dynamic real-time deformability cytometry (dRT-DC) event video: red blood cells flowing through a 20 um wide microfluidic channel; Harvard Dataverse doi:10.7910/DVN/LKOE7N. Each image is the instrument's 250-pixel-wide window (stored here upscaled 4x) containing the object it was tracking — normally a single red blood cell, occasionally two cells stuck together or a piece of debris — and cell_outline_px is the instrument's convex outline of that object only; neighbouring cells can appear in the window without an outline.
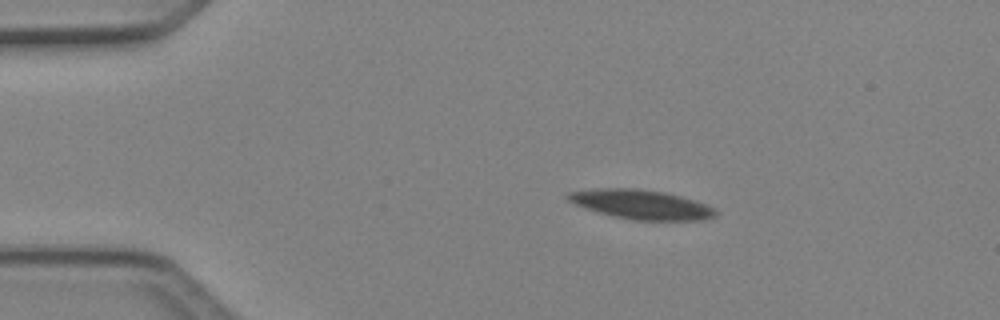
{"species": "Egyptian fruit bat (a non-hibernating species)", "species_latin": "Rousettus aegyptiacus", "temperature_condition": "cold", "stored_images_in_passage": 8, "camera_frame_rate_fps": 3000, "um_per_image_px": 0.085, "animal": {"sex": "female"}, "frame": {"image": 1, "passage_image": 2, "time_ms": 0.333, "image_size_px": [1000, 320], "cell_outline_px": [[720, 212], [716, 216], [704, 220], [632, 220], [600, 212], [576, 204], [568, 200], [564, 196], [568, 192], [596, 188], [636, 188], [664, 192], [680, 196], [716, 208]], "centroid_in_image_um": [54.54, 17.37], "position_along_channel_um": 30.5, "area_um2": 25.09}}
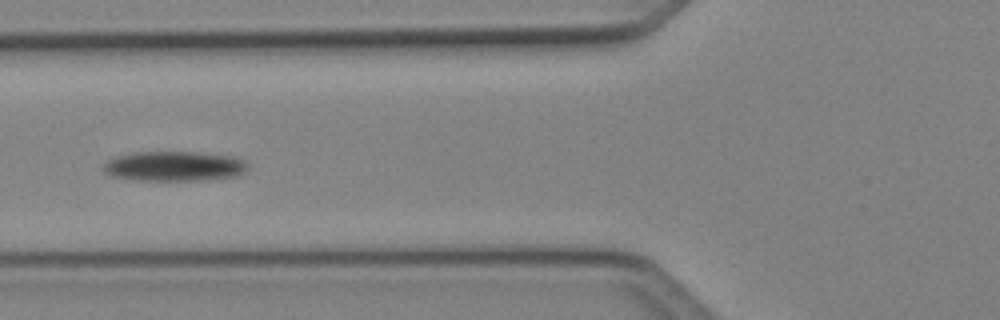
{"frame": {"image": 2, "passage_image": 5, "time_ms": 1.333, "image_size_px": [1000, 320], "cell_outline_px": [[248, 168], [240, 176], [200, 180], [136, 180], [112, 176], [104, 172], [104, 164], [108, 160], [116, 156], [132, 152], [200, 152], [236, 156], [244, 160], [248, 164]], "centroid_in_image_um": [14.86, 14.12], "position_along_channel_um": 110.9, "area_um2": 25.37}}
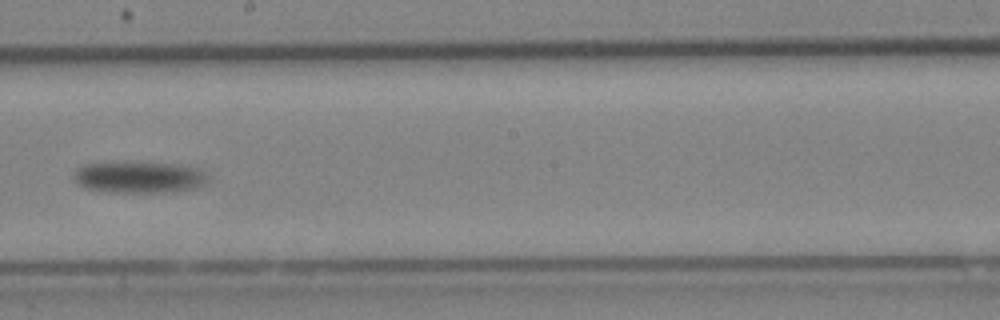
{"frame": {"image": 3, "passage_image": 8, "time_ms": 2.333, "image_size_px": [1000, 320], "cell_outline_px": [[208, 180], [204, 184], [196, 188], [172, 192], [108, 192], [84, 188], [72, 176], [72, 172], [76, 168], [84, 164], [124, 160], [180, 164], [200, 168], [208, 176]], "centroid_in_image_um": [11.81, 15.02], "position_along_channel_um": 236.4, "area_um2": 25.66}}